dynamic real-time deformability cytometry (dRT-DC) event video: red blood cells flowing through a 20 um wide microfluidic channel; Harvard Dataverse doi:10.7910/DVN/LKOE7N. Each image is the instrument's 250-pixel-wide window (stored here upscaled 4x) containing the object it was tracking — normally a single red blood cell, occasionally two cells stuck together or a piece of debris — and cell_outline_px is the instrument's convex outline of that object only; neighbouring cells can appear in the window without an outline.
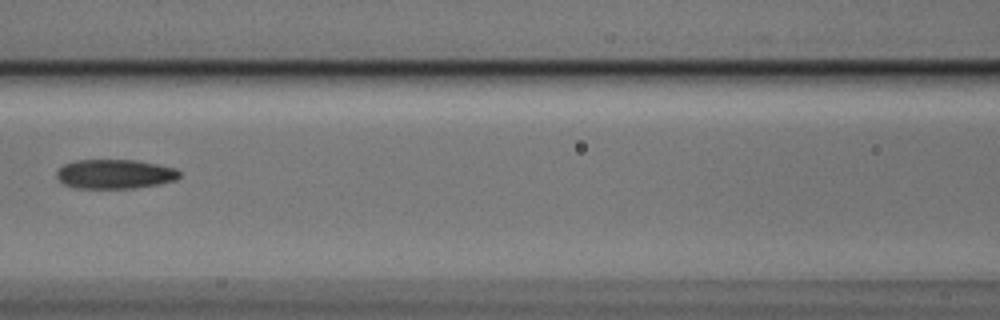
{"species": "Egyptian fruit bat (a non-hibernating species)", "species_latin": "Rousettus aegyptiacus", "temperature_condition": "cold", "stored_images_in_passage": 6, "camera_frame_rate_fps": 3000, "um_per_image_px": 0.085, "animal": {"sex": "male"}, "frame": {"image": 1, "passage_image": 6, "time_ms": 1.667, "image_size_px": [1000, 320], "cell_outline_px": [[180, 176], [176, 180], [160, 184], [132, 188], [72, 188], [64, 184], [56, 176], [56, 172], [64, 164], [76, 160], [136, 160], [176, 168], [180, 172]], "centroid_in_image_um": [9.76, 14.79], "position_along_channel_um": 156.8, "area_um2": 21.04}}